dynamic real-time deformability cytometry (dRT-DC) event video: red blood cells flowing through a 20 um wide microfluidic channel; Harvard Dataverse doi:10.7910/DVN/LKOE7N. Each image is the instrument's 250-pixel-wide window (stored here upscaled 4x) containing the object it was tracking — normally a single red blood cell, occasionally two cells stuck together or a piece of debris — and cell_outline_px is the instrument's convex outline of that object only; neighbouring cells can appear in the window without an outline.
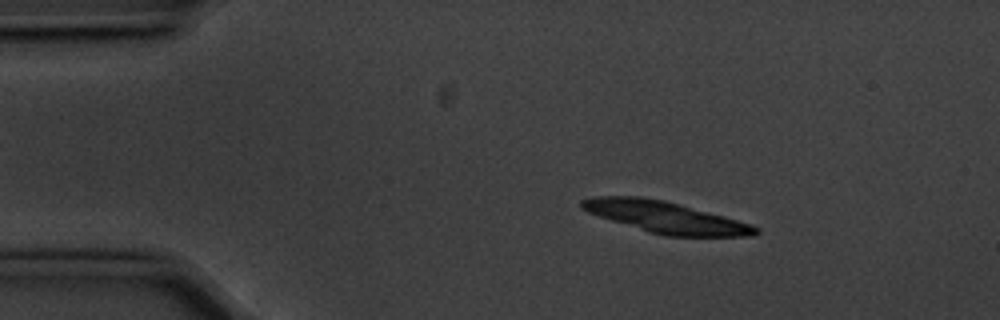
{"species": "common noctule bat (a hibernating species)", "species_latin": "Nyctalus noctula", "temperature_condition": "cold", "stored_images_in_passage": 56, "segment_of_instrument_passage": [1, 2], "camera_frame_rate_fps": 3000, "um_per_image_px": 0.085, "animal": {"sex": "male", "body_mass_g": 20.1, "forearm_length_mm": 53.5}, "frame": {"image": 1, "passage_image": 9, "time_ms": 2.667, "image_size_px": [1000, 320], "cell_outline_px": [[760, 232], [752, 236], [664, 236], [648, 232], [588, 212], [580, 208], [580, 200], [596, 196], [640, 196], [664, 200], [724, 216], [752, 224], [760, 228]], "centroid_in_image_um": [56.59, 18.46], "position_along_channel_um": 28.4, "area_um2": 31.73}}